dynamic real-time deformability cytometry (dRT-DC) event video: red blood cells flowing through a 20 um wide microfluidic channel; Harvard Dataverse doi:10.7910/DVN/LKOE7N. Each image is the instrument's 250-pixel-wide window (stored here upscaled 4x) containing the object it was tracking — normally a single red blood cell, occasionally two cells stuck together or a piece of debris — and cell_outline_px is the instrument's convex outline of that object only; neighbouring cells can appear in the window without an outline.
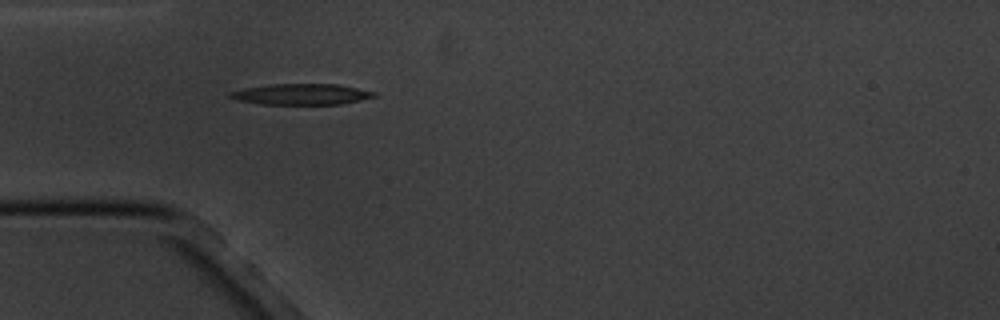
{"species": "common noctule bat (a hibernating species)", "species_latin": "Nyctalus noctula", "temperature_condition": "cold", "stored_images_in_passage": 5, "camera_frame_rate_fps": 3000, "um_per_image_px": 0.085, "animal": {"sex": "male", "body_mass_g": 20.1, "forearm_length_mm": 53.5}, "frame": {"image": 1, "passage_image": 5, "time_ms": 4.667, "image_size_px": [1000, 320], "cell_outline_px": [[376, 96], [360, 100], [340, 104], [260, 104], [236, 100], [228, 96], [228, 92], [244, 88], [268, 84], [336, 84], [376, 92]], "centroid_in_image_um": [25.56, 8.01], "position_along_channel_um": 59.4, "area_um2": 17.51}}